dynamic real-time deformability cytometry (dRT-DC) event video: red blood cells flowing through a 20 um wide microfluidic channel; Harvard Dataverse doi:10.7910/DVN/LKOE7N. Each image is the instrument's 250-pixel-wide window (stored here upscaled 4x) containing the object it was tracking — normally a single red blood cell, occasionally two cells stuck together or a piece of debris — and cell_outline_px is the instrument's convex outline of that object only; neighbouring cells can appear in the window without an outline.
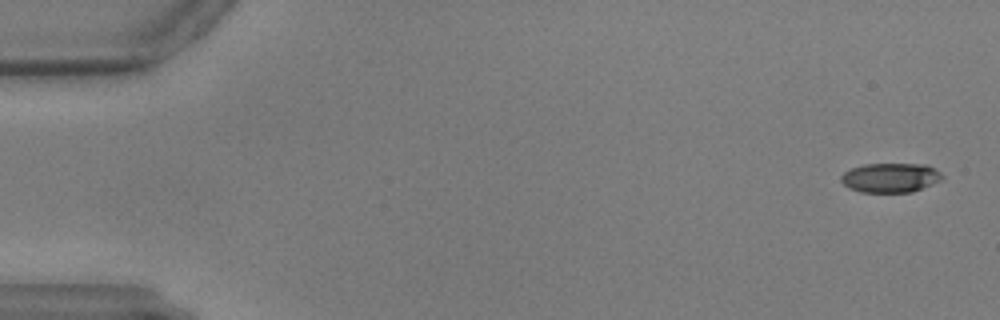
{"species": "common noctule bat (a hibernating species)", "species_latin": "Nyctalus noctula", "temperature_condition": "warm", "stored_images_in_passage": 59, "camera_frame_rate_fps": 3000, "um_per_image_px": 0.085, "animal": {"sex": "male", "body_mass_g": 17.9, "forearm_length_mm": 54.2}, "frame": {"image": 1, "passage_image": 2, "time_ms": 0.333, "image_size_px": [1000, 320], "cell_outline_px": [[944, 176], [940, 180], [912, 192], [860, 192], [848, 188], [840, 180], [840, 176], [844, 172], [852, 168], [864, 164], [928, 164], [936, 168]], "centroid_in_image_um": [75.68, 15.1], "position_along_channel_um": 9.3, "area_um2": 17.4}}
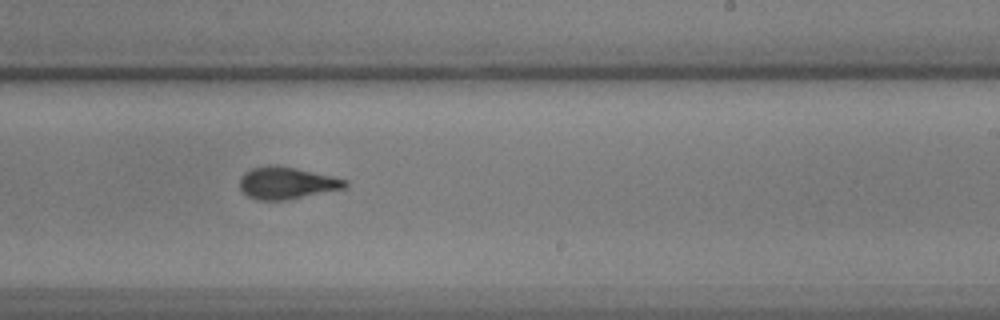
{"frame": {"image": 2, "passage_image": 36, "time_ms": 11.667, "image_size_px": [1000, 320], "cell_outline_px": [[348, 184], [344, 188], [288, 200], [256, 200], [248, 196], [240, 188], [240, 176], [244, 172], [252, 168], [268, 164], [276, 164], [296, 168], [332, 176], [348, 180]], "centroid_in_image_um": [24.34, 15.54], "position_along_channel_um": 264.7, "area_um2": 19.83}}
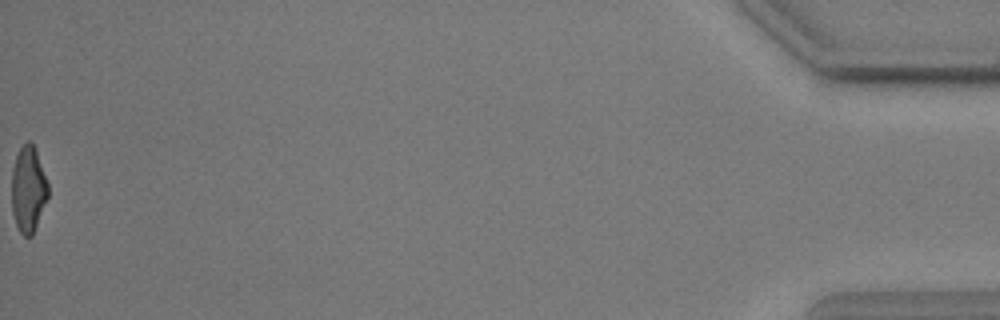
{"frame": {"image": 3, "passage_image": 59, "time_ms": 19.333, "image_size_px": [1000, 320], "cell_outline_px": [[48, 196], [32, 236], [24, 236], [20, 232], [16, 224], [12, 212], [12, 168], [16, 156], [20, 148], [28, 140], [32, 144], [36, 152], [48, 184]], "centroid_in_image_um": [2.39, 16.11], "position_along_channel_um": 432.8, "area_um2": 17.92}}